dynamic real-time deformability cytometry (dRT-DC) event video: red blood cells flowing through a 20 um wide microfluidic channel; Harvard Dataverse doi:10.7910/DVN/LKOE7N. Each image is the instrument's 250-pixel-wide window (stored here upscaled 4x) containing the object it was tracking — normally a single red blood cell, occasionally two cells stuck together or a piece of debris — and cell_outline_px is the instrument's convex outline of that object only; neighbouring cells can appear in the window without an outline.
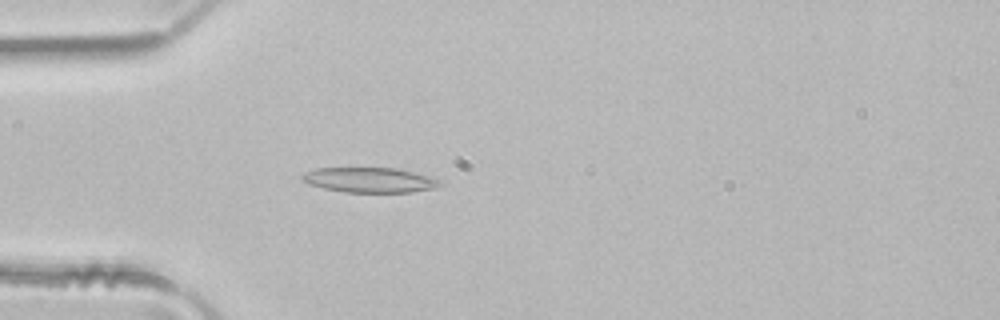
{"species": "common noctule bat (a hibernating species)", "species_latin": "Nyctalus noctula", "temperature_condition": "room temperature", "stored_images_in_passage": 48, "camera_frame_rate_fps": 3000, "um_per_image_px": 0.085, "animal": {"sex": "male", "body_mass_g": 21.5, "forearm_length_mm": 52.0}, "frame": {"image": 1, "passage_image": 13, "time_ms": 4.0, "image_size_px": [1000, 320], "cell_outline_px": [[444, 184], [436, 188], [412, 192], [344, 192], [324, 188], [312, 184], [304, 180], [300, 176], [304, 172], [316, 168], [396, 168], [428, 176], [440, 180]], "centroid_in_image_um": [31.46, 15.3], "position_along_channel_um": 53.5, "area_um2": 19.94}}
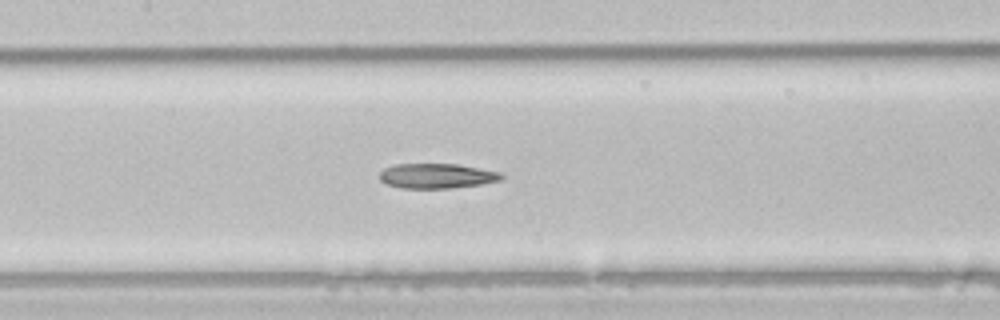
{"frame": {"image": 2, "passage_image": 22, "time_ms": 7.0, "image_size_px": [1000, 320], "cell_outline_px": [[504, 176], [500, 180], [480, 184], [452, 188], [400, 188], [388, 184], [380, 180], [380, 172], [384, 168], [396, 164], [456, 164], [480, 168], [500, 172]], "centroid_in_image_um": [37.12, 14.95], "position_along_channel_um": 170.3, "area_um2": 17.57}}
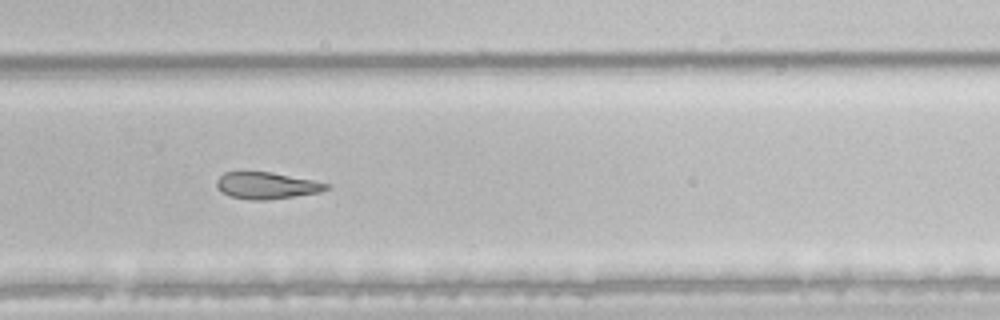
{"frame": {"image": 3, "passage_image": 32, "time_ms": 10.333, "image_size_px": [1000, 320], "cell_outline_px": [[328, 188], [320, 192], [264, 200], [248, 200], [228, 196], [220, 192], [216, 188], [216, 180], [224, 172], [272, 172], [312, 180], [328, 184]], "centroid_in_image_um": [22.57, 15.77], "position_along_channel_um": 307.2, "area_um2": 16.99}}